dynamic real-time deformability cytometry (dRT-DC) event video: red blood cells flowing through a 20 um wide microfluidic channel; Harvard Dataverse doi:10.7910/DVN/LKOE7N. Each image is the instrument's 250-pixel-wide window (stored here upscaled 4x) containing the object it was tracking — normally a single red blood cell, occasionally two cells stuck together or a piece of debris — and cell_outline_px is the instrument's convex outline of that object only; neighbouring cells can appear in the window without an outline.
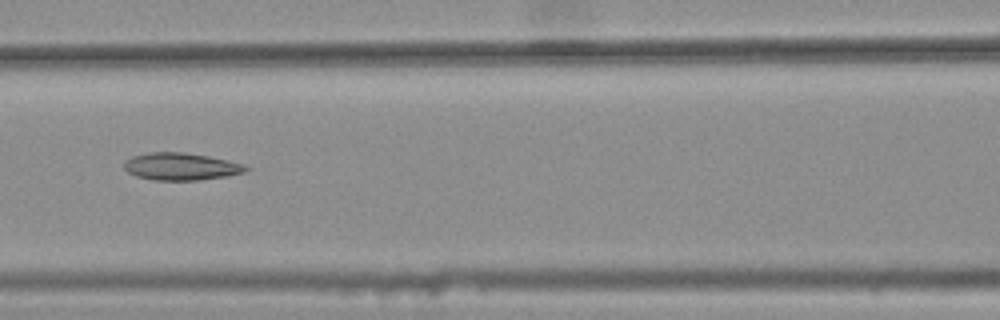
{"species": "common noctule bat (a hibernating species)", "species_latin": "Nyctalus noctula", "temperature_condition": "warm", "stored_images_in_passage": 6, "camera_frame_rate_fps": 3000, "um_per_image_px": 0.085, "animal": {"sex": "female", "body_mass_g": 25.1}, "frame": {"image": 1, "passage_image": 4, "time_ms": 1.0, "image_size_px": [1000, 320], "cell_outline_px": [[248, 168], [244, 172], [224, 176], [196, 180], [152, 180], [136, 176], [128, 172], [124, 168], [124, 160], [132, 156], [148, 152], [184, 152], [208, 156], [244, 164]], "centroid_in_image_um": [15.31, 14.14], "position_along_channel_um": 151.3, "area_um2": 19.25}}
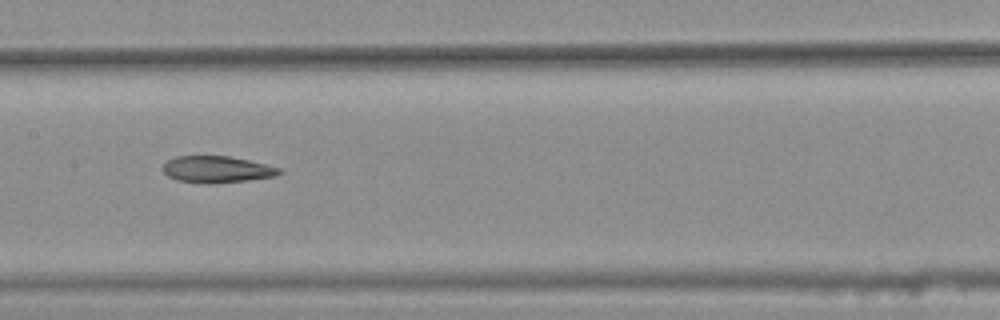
{"frame": {"image": 2, "passage_image": 5, "time_ms": 1.333, "image_size_px": [1000, 320], "cell_outline_px": [[284, 172], [276, 176], [248, 180], [176, 180], [168, 176], [164, 172], [164, 164], [168, 160], [176, 156], [228, 156], [248, 160], [280, 168]], "centroid_in_image_um": [18.48, 14.34], "position_along_channel_um": 188.9, "area_um2": 16.94}}
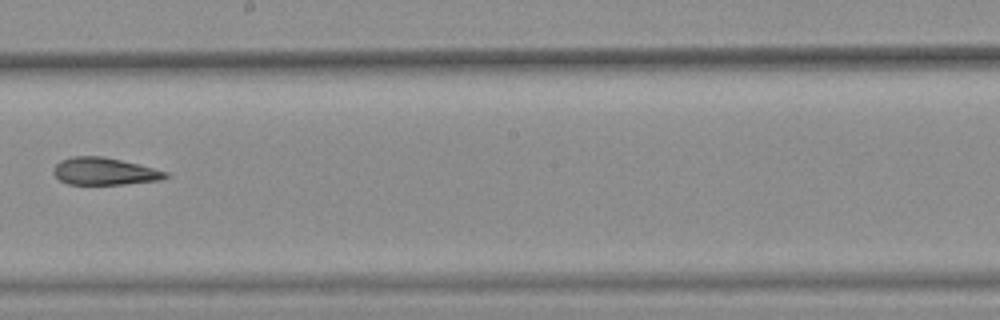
{"frame": {"image": 3, "passage_image": 6, "time_ms": 1.667, "image_size_px": [1000, 320], "cell_outline_px": [[168, 176], [160, 180], [124, 184], [68, 184], [60, 180], [52, 172], [52, 168], [60, 160], [72, 156], [104, 156], [168, 172]], "centroid_in_image_um": [8.82, 14.56], "position_along_channel_um": 239.4, "area_um2": 17.69}}